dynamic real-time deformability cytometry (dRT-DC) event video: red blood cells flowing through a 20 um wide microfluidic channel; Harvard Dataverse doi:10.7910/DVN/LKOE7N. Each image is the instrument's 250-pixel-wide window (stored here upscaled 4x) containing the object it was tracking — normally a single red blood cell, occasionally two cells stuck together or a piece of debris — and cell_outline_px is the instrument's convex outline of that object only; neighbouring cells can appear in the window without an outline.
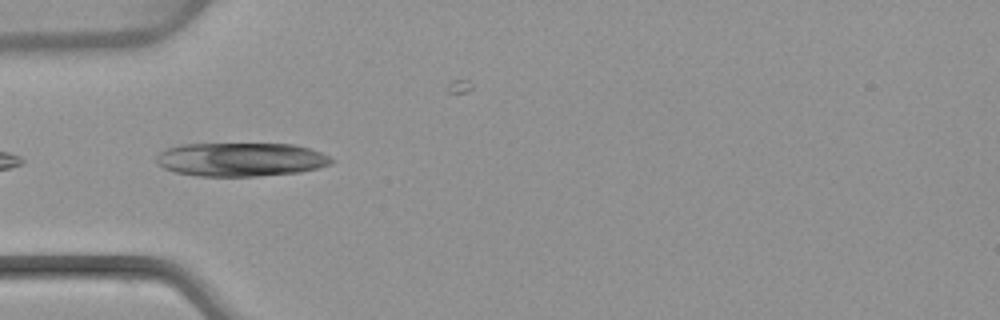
{"species": "common noctule bat (a hibernating species)", "species_latin": "Nyctalus noctula", "temperature_condition": "warm", "stored_images_in_passage": 28, "segment_of_instrument_passage": [1, 2], "camera_frame_rate_fps": 3000, "um_per_image_px": 0.085, "animal": {"sex": "female", "body_mass_g": 22.7, "forearm_length_mm": 54.2}, "frame": {"image": 1, "passage_image": 16, "time_ms": 5.0, "image_size_px": [1000, 320], "cell_outline_px": [[336, 160], [332, 164], [300, 172], [256, 176], [196, 176], [176, 172], [164, 168], [156, 160], [156, 156], [160, 152], [168, 148], [180, 144], [292, 144], [308, 148], [320, 152]], "centroid_in_image_um": [20.48, 13.55], "position_along_channel_um": 64.5, "area_um2": 34.28}}